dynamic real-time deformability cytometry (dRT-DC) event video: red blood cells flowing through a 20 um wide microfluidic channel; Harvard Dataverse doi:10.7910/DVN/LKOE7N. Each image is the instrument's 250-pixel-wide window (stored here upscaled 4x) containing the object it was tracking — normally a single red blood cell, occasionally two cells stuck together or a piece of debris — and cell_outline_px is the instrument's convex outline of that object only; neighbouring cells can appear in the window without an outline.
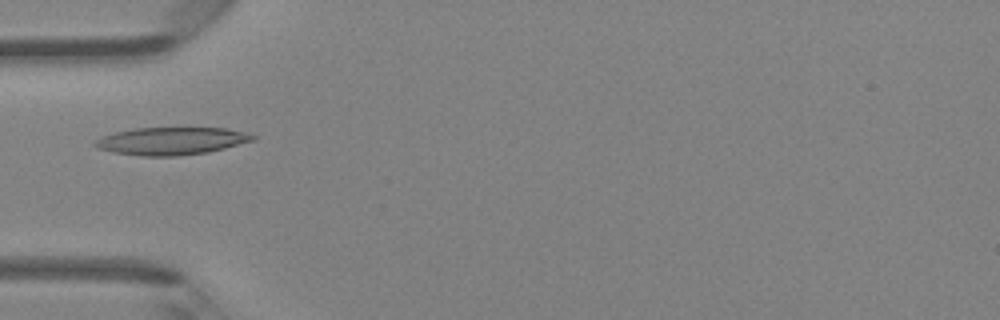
{"species": "Egyptian fruit bat (a non-hibernating species)", "species_latin": "Rousettus aegyptiacus", "temperature_condition": "room temperature", "stored_images_in_passage": 5, "camera_frame_rate_fps": 3000, "um_per_image_px": 0.085, "animal": {"sex": "female"}, "frame": {"image": 1, "passage_image": 5, "time_ms": 4.667, "image_size_px": [1000, 320], "cell_outline_px": [[256, 140], [208, 152], [176, 156], [144, 156], [112, 152], [100, 148], [92, 144], [100, 136], [116, 132], [136, 128], [228, 128], [244, 132], [256, 136]], "centroid_in_image_um": [14.58, 11.98], "position_along_channel_um": 70.4, "area_um2": 25.26}}